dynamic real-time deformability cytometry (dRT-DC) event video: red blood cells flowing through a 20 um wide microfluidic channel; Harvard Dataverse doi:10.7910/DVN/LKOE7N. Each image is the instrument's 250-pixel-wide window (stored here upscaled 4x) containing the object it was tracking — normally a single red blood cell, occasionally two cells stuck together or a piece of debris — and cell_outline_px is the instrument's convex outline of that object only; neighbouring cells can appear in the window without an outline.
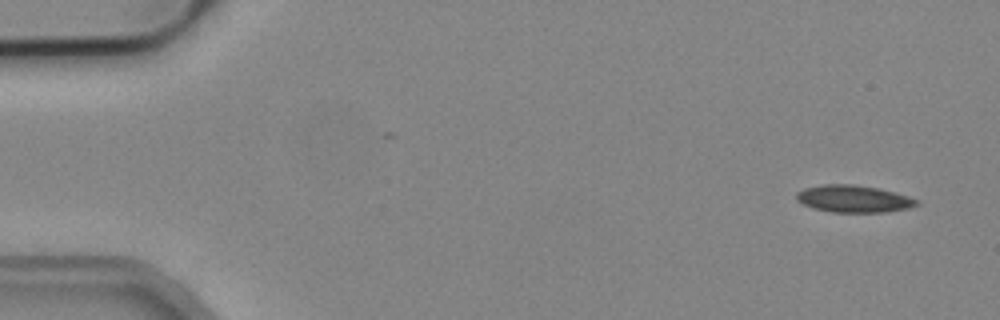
{"species": "common noctule bat (a hibernating species)", "species_latin": "Nyctalus noctula", "temperature_condition": "cold", "stored_images_in_passage": 4, "camera_frame_rate_fps": 3000, "um_per_image_px": 0.085, "animal": {"sex": "male", "body_mass_g": 19.2, "forearm_length_mm": 51.8}, "frame": {"image": 1, "passage_image": 1, "time_ms": 0.0, "image_size_px": [1000, 320], "cell_outline_px": [[920, 204], [908, 208], [884, 212], [832, 212], [812, 208], [796, 200], [796, 192], [804, 188], [824, 184], [852, 184], [880, 188], [896, 192], [920, 200]], "centroid_in_image_um": [72.57, 16.89], "position_along_channel_um": 12.4, "area_um2": 19.19}}
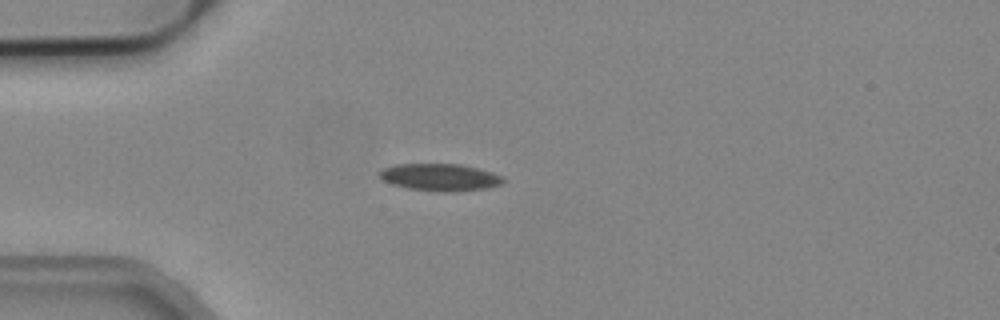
{"frame": {"image": 2, "passage_image": 4, "time_ms": 1.0, "image_size_px": [1000, 320], "cell_outline_px": [[504, 180], [500, 184], [484, 188], [408, 188], [392, 184], [384, 180], [380, 176], [380, 172], [384, 168], [392, 164], [460, 164], [492, 172], [504, 176]], "centroid_in_image_um": [37.36, 14.99], "position_along_channel_um": 47.6, "area_um2": 18.15}}